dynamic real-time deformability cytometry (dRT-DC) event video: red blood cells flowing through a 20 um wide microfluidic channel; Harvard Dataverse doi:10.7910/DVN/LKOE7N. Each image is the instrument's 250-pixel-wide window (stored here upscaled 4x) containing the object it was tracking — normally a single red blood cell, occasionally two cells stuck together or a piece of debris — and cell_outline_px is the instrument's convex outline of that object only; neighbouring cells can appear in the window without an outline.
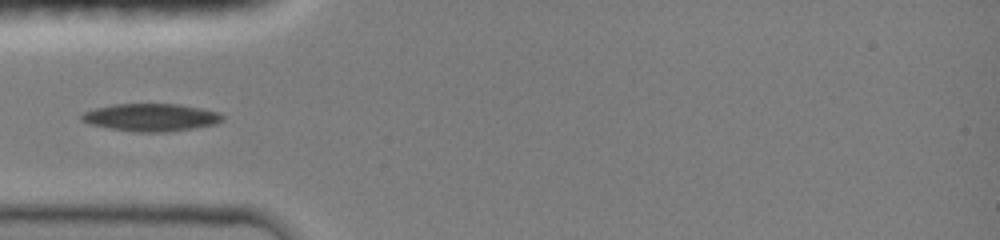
{"species": "common noctule bat (a hibernating species)", "species_latin": "Nyctalus noctula", "temperature_condition": "room temperature", "stored_images_in_passage": 2, "camera_frame_rate_fps": 3000, "um_per_image_px": 0.085, "animal": {"sex": "female", "body_mass_g": 19.0, "forearm_length_mm": 51.5}, "frame": {"image": 1, "passage_image": 1, "time_ms": 0.0, "image_size_px": [1000, 240], "cell_outline_px": [[224, 120], [216, 124], [192, 128], [164, 132], [136, 132], [112, 128], [92, 124], [80, 120], [80, 116], [84, 112], [96, 108], [112, 104], [176, 104], [200, 108], [220, 112], [224, 116]], "centroid_in_image_um": [12.86, 9.97], "position_along_channel_um": 72.1, "area_um2": 22.48}}